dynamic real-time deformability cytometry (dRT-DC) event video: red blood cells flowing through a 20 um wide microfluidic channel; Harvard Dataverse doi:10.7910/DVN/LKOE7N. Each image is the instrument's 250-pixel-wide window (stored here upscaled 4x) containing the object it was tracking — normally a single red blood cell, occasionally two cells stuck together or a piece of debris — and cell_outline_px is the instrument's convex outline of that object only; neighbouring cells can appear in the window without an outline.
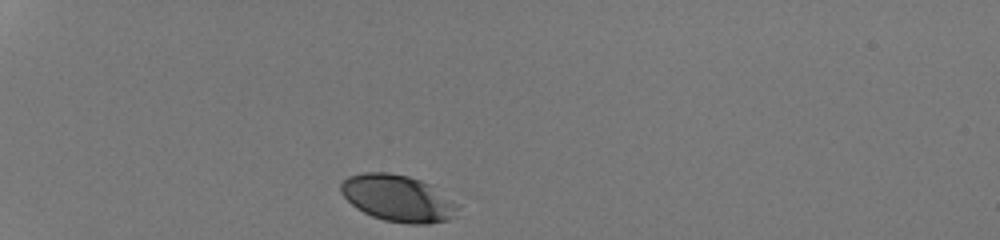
{"species": "human", "species_latin": "Homo sapiens", "temperature_condition": "room temperature", "stored_images_in_passage": 30, "camera_frame_rate_fps": 3000, "um_per_image_px": 0.085, "donor": {"sex": "male"}, "frame": {"image": 1, "passage_image": 1, "time_ms": 0.0, "image_size_px": [1000, 240], "cell_outline_px": [[460, 208], [448, 220], [428, 224], [412, 224], [384, 220], [372, 216], [356, 208], [340, 192], [340, 184], [348, 176], [364, 172], [388, 172], [408, 176], [432, 184], [460, 204]], "centroid_in_image_um": [33.85, 16.84], "position_along_channel_um": 51.1, "area_um2": 32.02}}
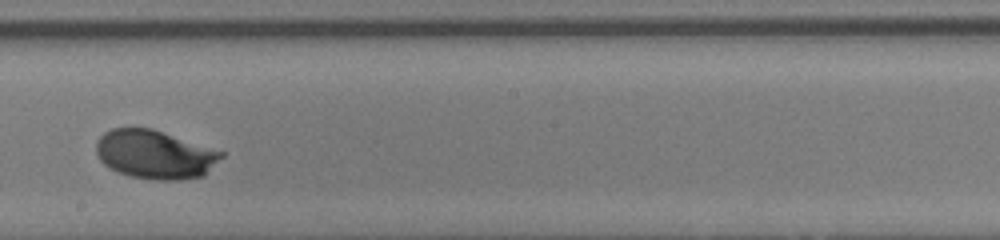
{"frame": {"image": 2, "passage_image": 18, "time_ms": 5.667, "image_size_px": [1000, 240], "cell_outline_px": [[224, 156], [204, 176], [180, 180], [156, 180], [132, 176], [120, 172], [104, 164], [100, 160], [96, 152], [96, 144], [100, 136], [104, 132], [112, 128], [152, 128], [224, 152]], "centroid_in_image_um": [13.19, 13.13], "position_along_channel_um": 235.0, "area_um2": 35.37}}
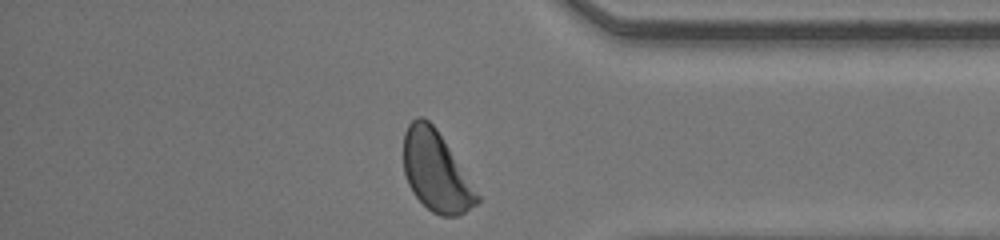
{"frame": {"image": 3, "passage_image": 30, "time_ms": 9.667, "image_size_px": [1000, 240], "cell_outline_px": [[480, 200], [476, 204], [460, 216], [440, 216], [432, 212], [412, 192], [408, 184], [404, 172], [404, 132], [408, 124], [416, 116], [424, 116], [436, 128], [480, 196]], "centroid_in_image_um": [37.04, 14.56], "position_along_channel_um": 398.2, "area_um2": 34.04}, "authors_computed_cell_mechanics": {"area_um2": 34.102, "velocity_mm_per_s": 4.237, "shape_relaxation_time_tau1_ms": 1.9451, "shape_relaxation_time_tau2_ms": null, "deformation_change_tau1": 0.1153, "deformation_change_tau2": null}}